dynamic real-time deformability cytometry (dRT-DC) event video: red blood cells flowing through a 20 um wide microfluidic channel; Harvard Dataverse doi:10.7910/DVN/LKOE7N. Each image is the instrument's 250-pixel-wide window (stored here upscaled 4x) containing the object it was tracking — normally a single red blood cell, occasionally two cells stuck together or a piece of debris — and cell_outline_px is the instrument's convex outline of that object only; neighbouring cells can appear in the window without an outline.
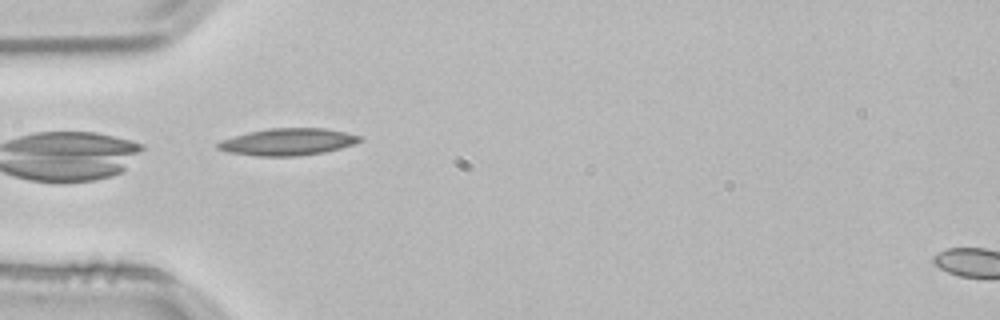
{"species": "common noctule bat (a hibernating species)", "species_latin": "Nyctalus noctula", "temperature_condition": "room temperature", "stored_images_in_passage": 24, "camera_frame_rate_fps": 3000, "um_per_image_px": 0.085, "animal": {"sex": "male", "body_mass_g": 21.5, "forearm_length_mm": 52.0}, "frame": {"image": 1, "passage_image": 1, "time_ms": 0.0, "image_size_px": [1000, 320], "cell_outline_px": [[364, 140], [340, 148], [324, 152], [300, 156], [256, 156], [228, 152], [216, 148], [216, 144], [220, 140], [248, 132], [268, 128], [324, 128], [344, 132], [360, 136]], "centroid_in_image_um": [24.43, 12.06], "position_along_channel_um": 60.6, "area_um2": 22.31}}